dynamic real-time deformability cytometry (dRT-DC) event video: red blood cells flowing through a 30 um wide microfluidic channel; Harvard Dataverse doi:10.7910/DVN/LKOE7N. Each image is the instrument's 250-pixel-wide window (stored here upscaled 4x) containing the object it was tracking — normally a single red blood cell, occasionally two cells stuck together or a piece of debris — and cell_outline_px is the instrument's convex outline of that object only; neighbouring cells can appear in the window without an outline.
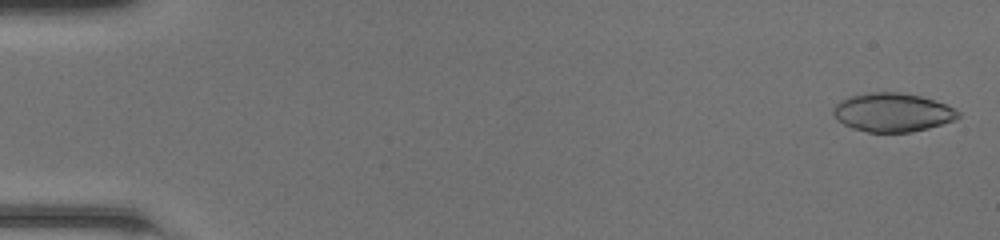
{"species": "common noctule bat (a hibernating species)", "species_latin": "Nyctalus noctula", "temperature_condition": "room temperature", "stored_images_in_passage": 48, "camera_frame_rate_fps": 3000, "um_per_image_px": 0.085, "animal": {"sex": "female", "body_mass_g": 20.0, "forearm_length_mm": 54.0}, "frame": {"image": 1, "passage_image": 1, "time_ms": 0.0, "image_size_px": [1000, 240], "cell_outline_px": [[960, 116], [956, 120], [928, 128], [912, 132], [868, 132], [852, 128], [844, 124], [832, 112], [832, 108], [840, 100], [848, 96], [868, 92], [900, 92], [920, 96], [956, 108], [960, 112]], "centroid_in_image_um": [75.87, 9.55], "position_along_channel_um": 9.1, "area_um2": 28.21}}
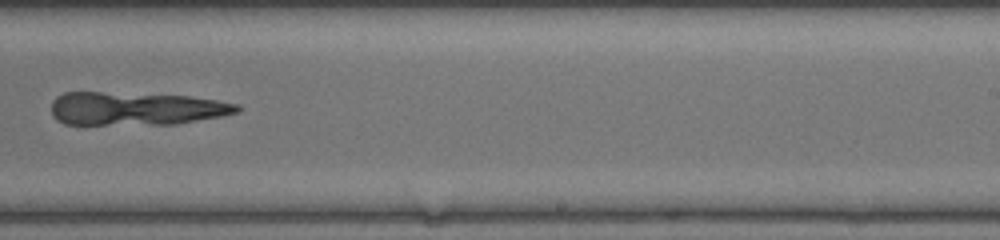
{"frame": {"image": 2, "passage_image": 31, "time_ms": 10.0, "image_size_px": [1000, 240], "cell_outline_px": [[240, 112], [220, 116], [176, 124], [64, 124], [56, 120], [52, 116], [52, 100], [56, 96], [64, 92], [100, 92], [188, 96], [216, 100], [240, 104]], "centroid_in_image_um": [11.52, 9.23], "position_along_channel_um": 277.5, "area_um2": 35.95}}
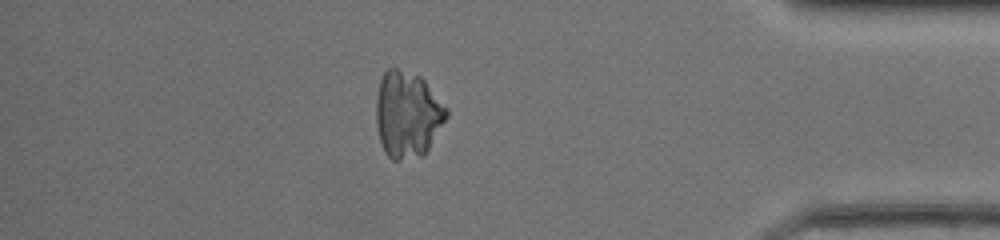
{"frame": {"image": 3, "passage_image": 42, "time_ms": 13.667, "image_size_px": [1000, 240], "cell_outline_px": [[448, 116], [424, 156], [400, 160], [392, 160], [384, 152], [380, 140], [376, 124], [376, 96], [380, 80], [384, 72], [388, 68], [396, 68], [420, 76], [424, 80], [448, 108]], "centroid_in_image_um": [34.63, 9.74], "position_along_channel_um": 400.6, "area_um2": 35.55}}